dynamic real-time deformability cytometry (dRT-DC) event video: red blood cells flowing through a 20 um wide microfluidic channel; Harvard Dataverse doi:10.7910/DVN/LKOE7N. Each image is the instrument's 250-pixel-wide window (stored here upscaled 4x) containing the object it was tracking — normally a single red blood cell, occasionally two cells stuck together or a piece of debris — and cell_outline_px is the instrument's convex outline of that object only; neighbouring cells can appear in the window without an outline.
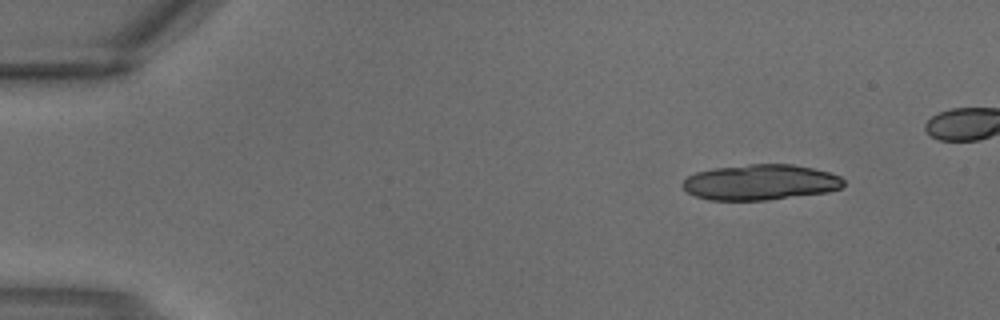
{"species": "common noctule bat (a hibernating species)", "species_latin": "Nyctalus noctula", "temperature_condition": "warm", "stored_images_in_passage": 3, "camera_frame_rate_fps": 3000, "um_per_image_px": 0.085, "animal": {"sex": "male", "body_mass_g": 18.8}, "frame": {"image": 1, "passage_image": 1, "time_ms": 0.0, "image_size_px": [1000, 320], "cell_outline_px": [[844, 184], [840, 188], [828, 192], [764, 200], [708, 200], [696, 196], [688, 192], [680, 184], [688, 176], [696, 172], [716, 168], [748, 164], [792, 164], [812, 168], [828, 172], [840, 176], [844, 180]], "centroid_in_image_um": [64.62, 15.49], "position_along_channel_um": 20.4, "area_um2": 33.23}}